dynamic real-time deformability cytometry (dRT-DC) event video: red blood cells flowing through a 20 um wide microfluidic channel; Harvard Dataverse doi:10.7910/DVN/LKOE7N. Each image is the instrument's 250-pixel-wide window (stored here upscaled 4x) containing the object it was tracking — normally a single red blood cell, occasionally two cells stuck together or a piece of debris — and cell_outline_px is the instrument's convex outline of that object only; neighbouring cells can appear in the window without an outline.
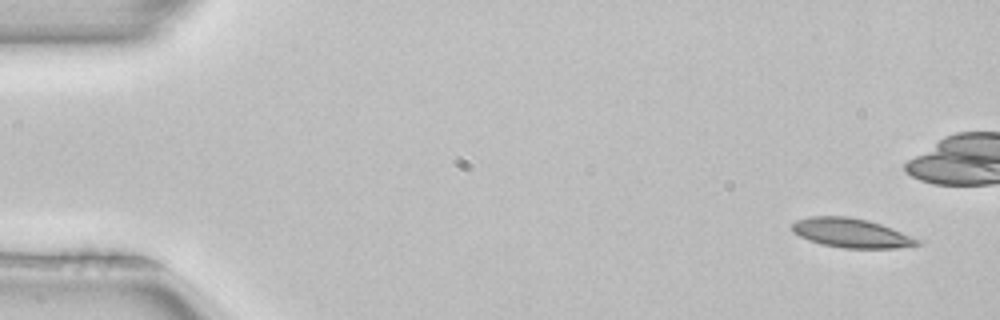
{"species": "common noctule bat (a hibernating species)", "species_latin": "Nyctalus noctula", "temperature_condition": "room temperature", "stored_images_in_passage": 5, "camera_frame_rate_fps": 3000, "um_per_image_px": 0.085, "animal": {"sex": "female", "body_mass_g": 22.7, "forearm_length_mm": 54.2}, "frame": {"image": 1, "passage_image": 1, "time_ms": 0.0, "image_size_px": [1000, 320], "cell_outline_px": [[924, 240], [920, 244], [912, 248], [844, 248], [820, 244], [808, 240], [792, 232], [792, 224], [796, 220], [808, 216], [848, 216], [868, 220], [892, 228]], "centroid_in_image_um": [72.42, 19.81], "position_along_channel_um": 12.6, "area_um2": 21.79}}